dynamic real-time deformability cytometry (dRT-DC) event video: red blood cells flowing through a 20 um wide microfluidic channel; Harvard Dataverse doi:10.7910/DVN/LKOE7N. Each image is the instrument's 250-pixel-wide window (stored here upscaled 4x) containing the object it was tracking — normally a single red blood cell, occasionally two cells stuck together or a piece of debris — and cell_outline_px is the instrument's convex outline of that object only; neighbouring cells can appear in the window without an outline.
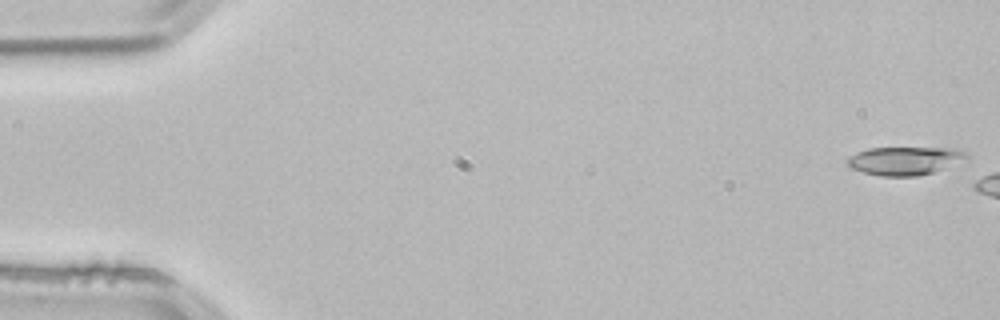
{"species": "common noctule bat (a hibernating species)", "species_latin": "Nyctalus noctula", "temperature_condition": "room temperature", "stored_images_in_passage": 6, "camera_frame_rate_fps": 3000, "um_per_image_px": 0.085, "animal": {"sex": "male", "body_mass_g": 21.5, "forearm_length_mm": 52.0}, "frame": {"image": 1, "passage_image": 1, "time_ms": 0.0, "image_size_px": [1000, 320], "cell_outline_px": [[968, 160], [932, 172], [916, 176], [880, 176], [864, 172], [852, 168], [844, 160], [848, 156], [856, 152], [868, 148], [956, 148], [964, 152], [968, 156]], "centroid_in_image_um": [76.89, 13.65], "position_along_channel_um": 8.1, "area_um2": 19.71}}